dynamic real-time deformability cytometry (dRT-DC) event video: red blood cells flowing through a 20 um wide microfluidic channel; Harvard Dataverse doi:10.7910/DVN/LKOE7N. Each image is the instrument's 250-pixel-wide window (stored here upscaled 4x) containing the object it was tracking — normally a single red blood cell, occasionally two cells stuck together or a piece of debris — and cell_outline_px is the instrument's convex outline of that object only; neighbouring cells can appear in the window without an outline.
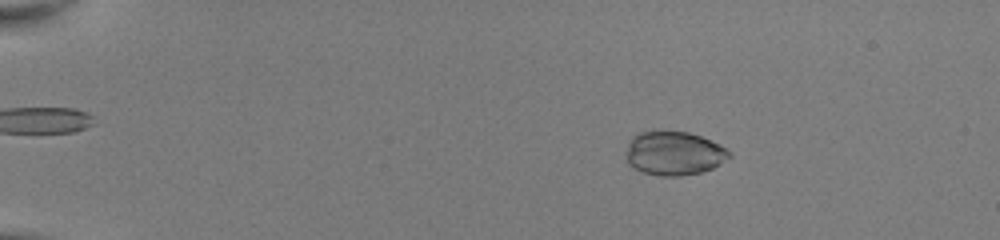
{"species": "common noctule bat (a hibernating species)", "species_latin": "Nyctalus noctula", "temperature_condition": "room temperature", "stored_images_in_passage": 51, "camera_frame_rate_fps": 3000, "um_per_image_px": 0.085, "animal": {"sex": "female", "body_mass_g": 22.0, "forearm_length_mm": 56.7}, "frame": {"image": 1, "passage_image": 9, "time_ms": 2.667, "image_size_px": [1000, 240], "cell_outline_px": [[732, 156], [720, 164], [712, 168], [700, 172], [680, 176], [660, 176], [644, 172], [628, 164], [628, 140], [632, 136], [640, 132], [660, 128], [688, 132], [700, 136], [720, 144], [732, 152]], "centroid_in_image_um": [57.31, 12.98], "position_along_channel_um": 27.7, "area_um2": 26.82}}
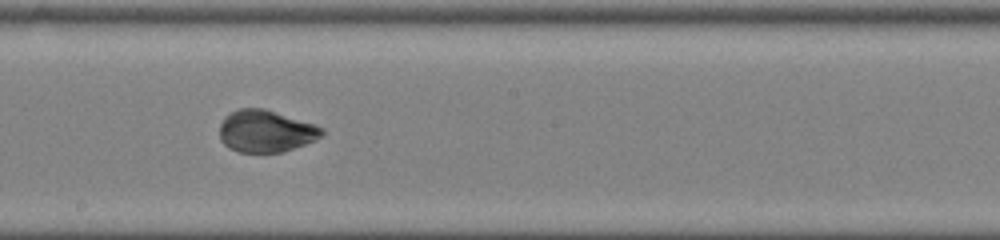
{"frame": {"image": 2, "passage_image": 31, "time_ms": 10.0, "image_size_px": [1000, 240], "cell_outline_px": [[324, 132], [316, 140], [280, 152], [240, 152], [224, 144], [220, 140], [220, 124], [224, 116], [240, 108], [264, 108], [316, 124], [324, 128]], "centroid_in_image_um": [22.6, 11.13], "position_along_channel_um": 225.6, "area_um2": 24.97}}
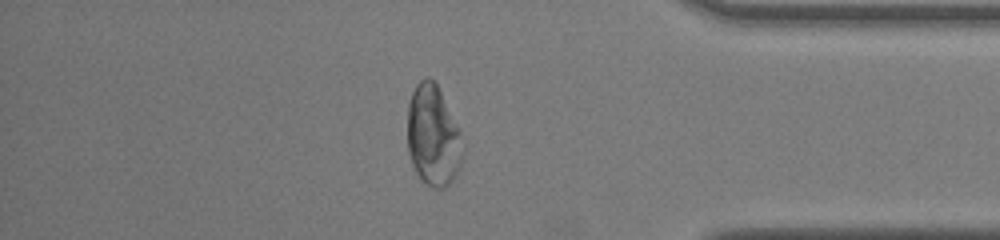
{"frame": {"image": 3, "passage_image": 45, "time_ms": 14.667, "image_size_px": [1000, 240], "cell_outline_px": [[464, 152], [456, 176], [444, 188], [432, 188], [420, 180], [412, 164], [408, 152], [408, 104], [412, 92], [416, 84], [420, 80], [428, 76], [436, 84], [460, 128]], "centroid_in_image_um": [36.82, 11.56], "position_along_channel_um": 398.4, "area_um2": 32.71}}